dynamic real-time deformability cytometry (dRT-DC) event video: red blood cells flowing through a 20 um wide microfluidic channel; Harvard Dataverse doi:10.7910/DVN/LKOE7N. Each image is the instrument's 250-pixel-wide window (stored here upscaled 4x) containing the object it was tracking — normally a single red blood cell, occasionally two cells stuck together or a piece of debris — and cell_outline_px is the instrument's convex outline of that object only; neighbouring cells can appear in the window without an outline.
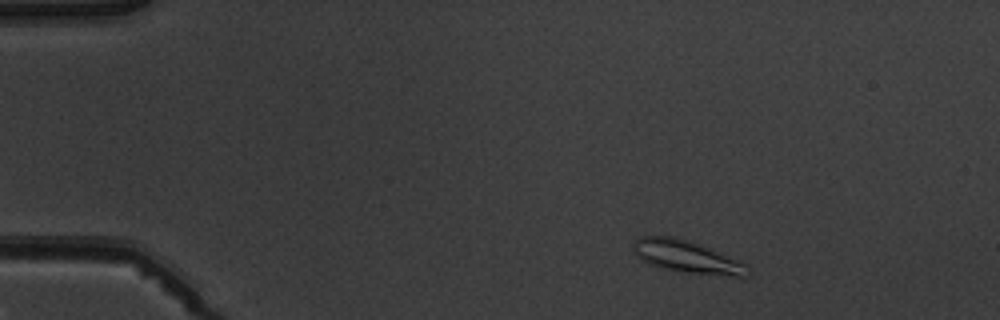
{"species": "common noctule bat (a hibernating species)", "species_latin": "Nyctalus noctula", "temperature_condition": "warm", "stored_images_in_passage": 4, "camera_frame_rate_fps": 3000, "um_per_image_px": 0.085, "animal": {"sex": "male", "body_mass_g": 19.5, "forearm_length_mm": 54.6}, "frame": {"image": 1, "passage_image": 1, "time_ms": 0.0, "image_size_px": [1000, 320], "cell_outline_px": [[752, 272], [748, 276], [736, 276], [688, 272], [660, 268], [636, 256], [632, 248], [632, 244], [640, 236], [676, 236], [736, 260], [744, 264]], "centroid_in_image_um": [58.31, 21.82], "position_along_channel_um": 26.7, "area_um2": 20.81}}
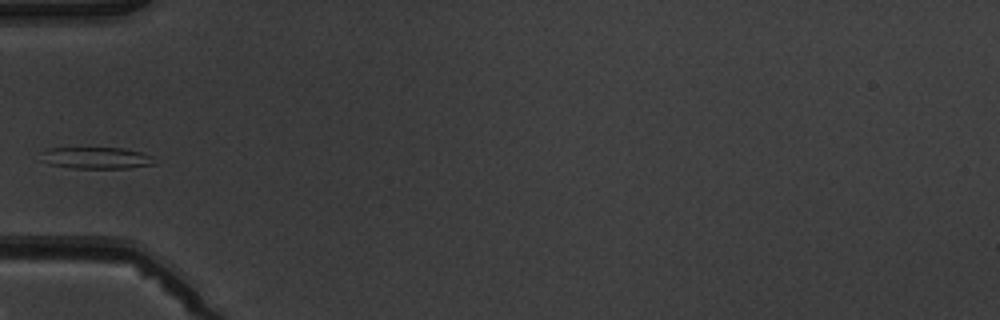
{"frame": {"image": 2, "passage_image": 4, "time_ms": 3.333, "image_size_px": [1000, 320], "cell_outline_px": [[156, 164], [128, 168], [72, 168], [48, 164], [40, 160], [40, 152], [48, 148], [124, 148], [140, 152], [152, 156]], "centroid_in_image_um": [8.14, 13.42], "position_along_channel_um": 76.9, "area_um2": 14.45}}